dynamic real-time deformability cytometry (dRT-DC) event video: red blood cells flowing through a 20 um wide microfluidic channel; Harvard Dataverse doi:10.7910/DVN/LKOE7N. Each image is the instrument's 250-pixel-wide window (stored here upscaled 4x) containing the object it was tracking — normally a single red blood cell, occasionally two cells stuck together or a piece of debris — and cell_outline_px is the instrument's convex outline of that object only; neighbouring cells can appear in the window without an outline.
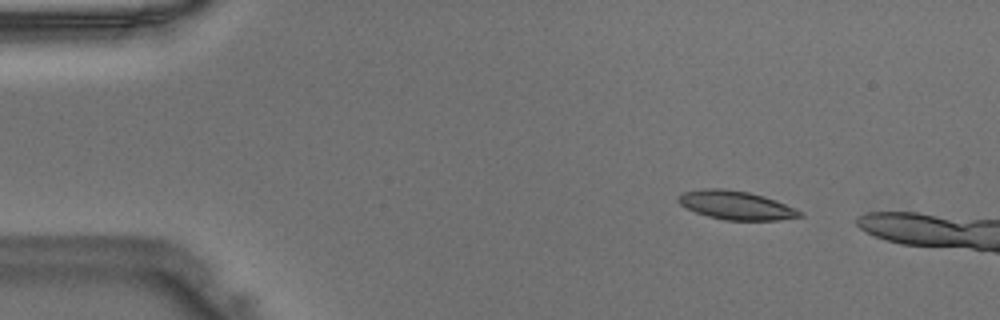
{"species": "Egyptian fruit bat (a non-hibernating species)", "species_latin": "Rousettus aegyptiacus", "temperature_condition": "warm", "stored_images_in_passage": 10, "camera_frame_rate_fps": 3000, "um_per_image_px": 0.085, "animal": {"sex": "male"}, "frame": {"image": 1, "passage_image": 5, "time_ms": 1.333, "image_size_px": [1000, 320], "cell_outline_px": [[804, 216], [780, 220], [724, 220], [708, 216], [696, 212], [680, 204], [676, 200], [676, 196], [684, 192], [704, 188], [720, 188], [748, 192], [764, 196], [804, 212]], "centroid_in_image_um": [62.55, 17.45], "position_along_channel_um": 22.4, "area_um2": 20.23}}